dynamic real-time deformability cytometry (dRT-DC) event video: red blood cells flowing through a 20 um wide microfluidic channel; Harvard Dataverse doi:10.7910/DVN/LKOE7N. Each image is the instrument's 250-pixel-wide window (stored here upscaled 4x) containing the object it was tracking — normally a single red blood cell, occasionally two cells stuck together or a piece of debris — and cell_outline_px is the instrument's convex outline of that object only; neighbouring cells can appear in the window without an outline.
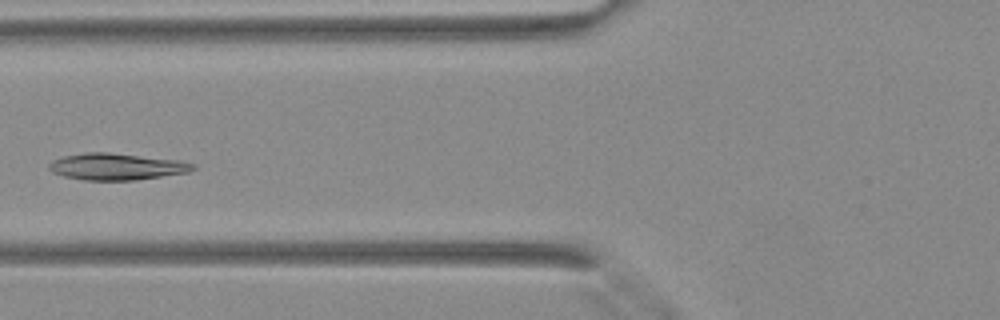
{"species": "Egyptian fruit bat (a non-hibernating species)", "species_latin": "Rousettus aegyptiacus", "temperature_condition": "warm", "stored_images_in_passage": 37, "camera_frame_rate_fps": 3000, "um_per_image_px": 0.085, "animal": {"sex": "female"}, "frame": {"image": 1, "passage_image": 12, "time_ms": 3.667, "image_size_px": [1000, 320], "cell_outline_px": [[196, 168], [188, 172], [136, 180], [84, 180], [64, 176], [52, 172], [48, 168], [48, 164], [52, 160], [64, 156], [88, 152], [108, 152], [176, 160], [196, 164]], "centroid_in_image_um": [9.88, 14.16], "position_along_channel_um": 115.9, "area_um2": 22.2}}
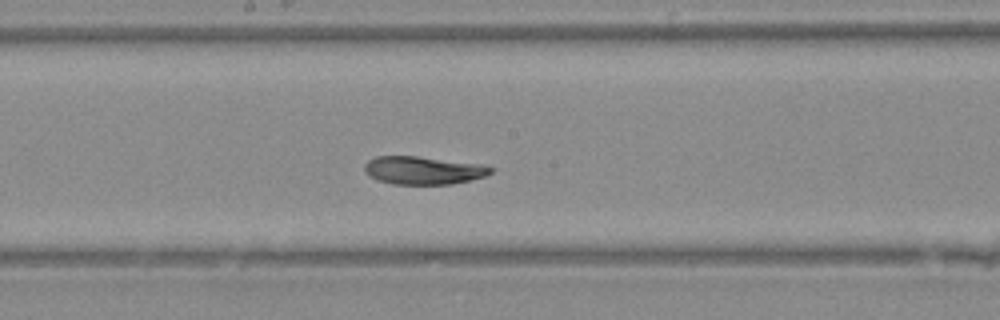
{"frame": {"image": 2, "passage_image": 18, "time_ms": 5.667, "image_size_px": [1000, 320], "cell_outline_px": [[492, 172], [484, 176], [452, 184], [392, 184], [376, 180], [368, 176], [364, 172], [364, 164], [368, 160], [376, 156], [416, 156], [484, 164], [492, 168]], "centroid_in_image_um": [35.92, 14.47], "position_along_channel_um": 212.3, "area_um2": 20.69}}
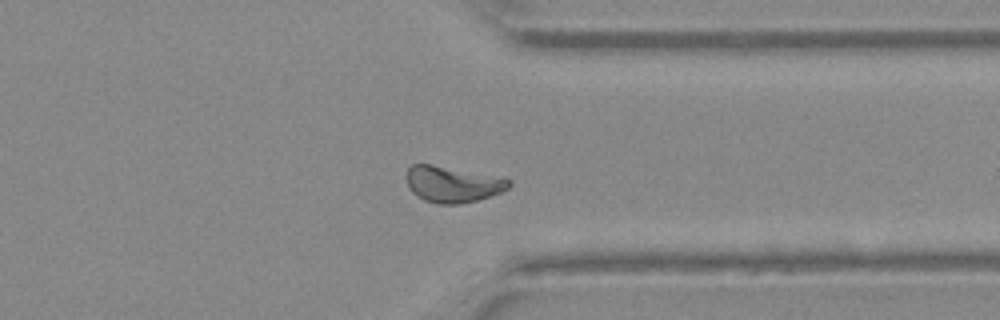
{"frame": {"image": 3, "passage_image": 28, "time_ms": 9.0, "image_size_px": [1000, 320], "cell_outline_px": [[512, 184], [508, 188], [500, 192], [476, 200], [460, 204], [436, 204], [424, 200], [416, 196], [412, 192], [408, 184], [408, 168], [412, 164], [432, 164], [512, 180]], "centroid_in_image_um": [38.44, 15.67], "position_along_channel_um": 373.0, "area_um2": 21.15}}